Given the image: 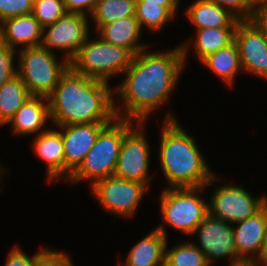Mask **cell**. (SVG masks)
Returning <instances> with one entry per match:
<instances>
[{"label": "cell", "instance_id": "1", "mask_svg": "<svg viewBox=\"0 0 267 266\" xmlns=\"http://www.w3.org/2000/svg\"><path fill=\"white\" fill-rule=\"evenodd\" d=\"M187 44L191 41L171 51L147 52L146 48L134 55L123 82L114 90L122 101L121 106L114 104L117 118L145 123L151 112L167 104L187 61Z\"/></svg>", "mask_w": 267, "mask_h": 266}, {"label": "cell", "instance_id": "2", "mask_svg": "<svg viewBox=\"0 0 267 266\" xmlns=\"http://www.w3.org/2000/svg\"><path fill=\"white\" fill-rule=\"evenodd\" d=\"M47 98L56 126L111 123L117 118L109 83L82 76L70 67Z\"/></svg>", "mask_w": 267, "mask_h": 266}, {"label": "cell", "instance_id": "3", "mask_svg": "<svg viewBox=\"0 0 267 266\" xmlns=\"http://www.w3.org/2000/svg\"><path fill=\"white\" fill-rule=\"evenodd\" d=\"M159 160L168 182L167 189L205 187L215 175L200 153L194 137L182 129L170 112L166 113L162 123Z\"/></svg>", "mask_w": 267, "mask_h": 266}, {"label": "cell", "instance_id": "4", "mask_svg": "<svg viewBox=\"0 0 267 266\" xmlns=\"http://www.w3.org/2000/svg\"><path fill=\"white\" fill-rule=\"evenodd\" d=\"M138 122L116 118L106 125L98 134L94 146L85 156L83 162L71 174L69 181L76 184L91 180V187L99 180L114 175L124 136Z\"/></svg>", "mask_w": 267, "mask_h": 266}, {"label": "cell", "instance_id": "5", "mask_svg": "<svg viewBox=\"0 0 267 266\" xmlns=\"http://www.w3.org/2000/svg\"><path fill=\"white\" fill-rule=\"evenodd\" d=\"M90 37L69 61V67L82 76L107 83L115 75L124 74L134 55L128 49L107 43L100 37L92 40Z\"/></svg>", "mask_w": 267, "mask_h": 266}, {"label": "cell", "instance_id": "6", "mask_svg": "<svg viewBox=\"0 0 267 266\" xmlns=\"http://www.w3.org/2000/svg\"><path fill=\"white\" fill-rule=\"evenodd\" d=\"M215 174L205 187L163 189L161 193L162 222L187 235H192L197 226L209 214L208 203L198 193L217 182Z\"/></svg>", "mask_w": 267, "mask_h": 266}, {"label": "cell", "instance_id": "7", "mask_svg": "<svg viewBox=\"0 0 267 266\" xmlns=\"http://www.w3.org/2000/svg\"><path fill=\"white\" fill-rule=\"evenodd\" d=\"M17 74L31 96L48 97L68 69L69 62L57 60L53 52L42 46L19 49Z\"/></svg>", "mask_w": 267, "mask_h": 266}, {"label": "cell", "instance_id": "8", "mask_svg": "<svg viewBox=\"0 0 267 266\" xmlns=\"http://www.w3.org/2000/svg\"><path fill=\"white\" fill-rule=\"evenodd\" d=\"M267 203V196L253 197L241 185L216 187L208 202L209 215L235 224L253 216Z\"/></svg>", "mask_w": 267, "mask_h": 266}, {"label": "cell", "instance_id": "9", "mask_svg": "<svg viewBox=\"0 0 267 266\" xmlns=\"http://www.w3.org/2000/svg\"><path fill=\"white\" fill-rule=\"evenodd\" d=\"M91 189L104 210L130 218L136 213L138 204L148 188L140 182L112 175L97 181Z\"/></svg>", "mask_w": 267, "mask_h": 266}, {"label": "cell", "instance_id": "10", "mask_svg": "<svg viewBox=\"0 0 267 266\" xmlns=\"http://www.w3.org/2000/svg\"><path fill=\"white\" fill-rule=\"evenodd\" d=\"M143 125L145 124L138 122L124 136L114 176L140 182L149 188V144Z\"/></svg>", "mask_w": 267, "mask_h": 266}, {"label": "cell", "instance_id": "11", "mask_svg": "<svg viewBox=\"0 0 267 266\" xmlns=\"http://www.w3.org/2000/svg\"><path fill=\"white\" fill-rule=\"evenodd\" d=\"M88 16L66 12L54 24L43 28L41 46L54 53L61 50L68 62L85 43L90 34Z\"/></svg>", "mask_w": 267, "mask_h": 266}, {"label": "cell", "instance_id": "12", "mask_svg": "<svg viewBox=\"0 0 267 266\" xmlns=\"http://www.w3.org/2000/svg\"><path fill=\"white\" fill-rule=\"evenodd\" d=\"M193 234L198 236L200 244L196 246L204 253L209 265L216 260L215 258L229 257L227 258L231 260L229 265L242 260L237 255L232 224L208 214Z\"/></svg>", "mask_w": 267, "mask_h": 266}, {"label": "cell", "instance_id": "13", "mask_svg": "<svg viewBox=\"0 0 267 266\" xmlns=\"http://www.w3.org/2000/svg\"><path fill=\"white\" fill-rule=\"evenodd\" d=\"M242 69L267 80V34L251 20L239 21L235 30Z\"/></svg>", "mask_w": 267, "mask_h": 266}, {"label": "cell", "instance_id": "14", "mask_svg": "<svg viewBox=\"0 0 267 266\" xmlns=\"http://www.w3.org/2000/svg\"><path fill=\"white\" fill-rule=\"evenodd\" d=\"M110 123H87L67 126H57L60 129L64 157L65 180L79 167L85 156L94 146L100 131Z\"/></svg>", "mask_w": 267, "mask_h": 266}, {"label": "cell", "instance_id": "15", "mask_svg": "<svg viewBox=\"0 0 267 266\" xmlns=\"http://www.w3.org/2000/svg\"><path fill=\"white\" fill-rule=\"evenodd\" d=\"M236 224L233 235L237 255L242 260H260L267 233V203L253 216Z\"/></svg>", "mask_w": 267, "mask_h": 266}, {"label": "cell", "instance_id": "16", "mask_svg": "<svg viewBox=\"0 0 267 266\" xmlns=\"http://www.w3.org/2000/svg\"><path fill=\"white\" fill-rule=\"evenodd\" d=\"M42 39L43 27L32 14L8 18L0 23V42L14 50L41 46Z\"/></svg>", "mask_w": 267, "mask_h": 266}, {"label": "cell", "instance_id": "17", "mask_svg": "<svg viewBox=\"0 0 267 266\" xmlns=\"http://www.w3.org/2000/svg\"><path fill=\"white\" fill-rule=\"evenodd\" d=\"M51 120L47 97L31 96L14 114L6 125L11 124L12 132L17 135H33L43 131L46 122Z\"/></svg>", "mask_w": 267, "mask_h": 266}, {"label": "cell", "instance_id": "18", "mask_svg": "<svg viewBox=\"0 0 267 266\" xmlns=\"http://www.w3.org/2000/svg\"><path fill=\"white\" fill-rule=\"evenodd\" d=\"M165 226L159 225L131 248L125 263L119 266H164L167 234Z\"/></svg>", "mask_w": 267, "mask_h": 266}, {"label": "cell", "instance_id": "19", "mask_svg": "<svg viewBox=\"0 0 267 266\" xmlns=\"http://www.w3.org/2000/svg\"><path fill=\"white\" fill-rule=\"evenodd\" d=\"M34 153L46 162L49 183L53 180H65V157L61 131L47 129L38 133L33 141Z\"/></svg>", "mask_w": 267, "mask_h": 266}, {"label": "cell", "instance_id": "20", "mask_svg": "<svg viewBox=\"0 0 267 266\" xmlns=\"http://www.w3.org/2000/svg\"><path fill=\"white\" fill-rule=\"evenodd\" d=\"M96 32L103 41L128 49L133 55L149 45L139 43L142 29L135 16L102 25Z\"/></svg>", "mask_w": 267, "mask_h": 266}, {"label": "cell", "instance_id": "21", "mask_svg": "<svg viewBox=\"0 0 267 266\" xmlns=\"http://www.w3.org/2000/svg\"><path fill=\"white\" fill-rule=\"evenodd\" d=\"M193 26L204 28H236L239 20L228 10L211 0H196L185 12Z\"/></svg>", "mask_w": 267, "mask_h": 266}, {"label": "cell", "instance_id": "22", "mask_svg": "<svg viewBox=\"0 0 267 266\" xmlns=\"http://www.w3.org/2000/svg\"><path fill=\"white\" fill-rule=\"evenodd\" d=\"M200 62L213 71L223 82L232 87L238 72L242 69L237 44L233 42L229 46L211 53Z\"/></svg>", "mask_w": 267, "mask_h": 266}, {"label": "cell", "instance_id": "23", "mask_svg": "<svg viewBox=\"0 0 267 266\" xmlns=\"http://www.w3.org/2000/svg\"><path fill=\"white\" fill-rule=\"evenodd\" d=\"M29 97L31 95L18 74L0 87V127L8 123Z\"/></svg>", "mask_w": 267, "mask_h": 266}, {"label": "cell", "instance_id": "24", "mask_svg": "<svg viewBox=\"0 0 267 266\" xmlns=\"http://www.w3.org/2000/svg\"><path fill=\"white\" fill-rule=\"evenodd\" d=\"M236 28H204L196 30L193 40L195 54L199 61L234 42Z\"/></svg>", "mask_w": 267, "mask_h": 266}, {"label": "cell", "instance_id": "25", "mask_svg": "<svg viewBox=\"0 0 267 266\" xmlns=\"http://www.w3.org/2000/svg\"><path fill=\"white\" fill-rule=\"evenodd\" d=\"M136 0H99L91 18L95 29L124 17L135 16Z\"/></svg>", "mask_w": 267, "mask_h": 266}, {"label": "cell", "instance_id": "26", "mask_svg": "<svg viewBox=\"0 0 267 266\" xmlns=\"http://www.w3.org/2000/svg\"><path fill=\"white\" fill-rule=\"evenodd\" d=\"M164 266H210L204 253L193 242H182L172 249L165 246Z\"/></svg>", "mask_w": 267, "mask_h": 266}, {"label": "cell", "instance_id": "27", "mask_svg": "<svg viewBox=\"0 0 267 266\" xmlns=\"http://www.w3.org/2000/svg\"><path fill=\"white\" fill-rule=\"evenodd\" d=\"M135 17L141 29L149 28L153 32L161 31L165 24L175 18V15L167 8L159 4H146L145 1H136Z\"/></svg>", "mask_w": 267, "mask_h": 266}, {"label": "cell", "instance_id": "28", "mask_svg": "<svg viewBox=\"0 0 267 266\" xmlns=\"http://www.w3.org/2000/svg\"><path fill=\"white\" fill-rule=\"evenodd\" d=\"M66 13L63 0H34L32 15L44 28Z\"/></svg>", "mask_w": 267, "mask_h": 266}, {"label": "cell", "instance_id": "29", "mask_svg": "<svg viewBox=\"0 0 267 266\" xmlns=\"http://www.w3.org/2000/svg\"><path fill=\"white\" fill-rule=\"evenodd\" d=\"M34 0H0V23L8 18L32 14Z\"/></svg>", "mask_w": 267, "mask_h": 266}, {"label": "cell", "instance_id": "30", "mask_svg": "<svg viewBox=\"0 0 267 266\" xmlns=\"http://www.w3.org/2000/svg\"><path fill=\"white\" fill-rule=\"evenodd\" d=\"M17 51L0 42V87L17 75L14 59Z\"/></svg>", "mask_w": 267, "mask_h": 266}, {"label": "cell", "instance_id": "31", "mask_svg": "<svg viewBox=\"0 0 267 266\" xmlns=\"http://www.w3.org/2000/svg\"><path fill=\"white\" fill-rule=\"evenodd\" d=\"M48 248L41 247L39 252L35 253L32 257L28 256L25 251H22L20 247L15 246L8 253L7 260L4 266H36L37 261L40 256L47 250Z\"/></svg>", "mask_w": 267, "mask_h": 266}, {"label": "cell", "instance_id": "32", "mask_svg": "<svg viewBox=\"0 0 267 266\" xmlns=\"http://www.w3.org/2000/svg\"><path fill=\"white\" fill-rule=\"evenodd\" d=\"M228 10L239 21L251 20L253 12L247 7L245 0H211Z\"/></svg>", "mask_w": 267, "mask_h": 266}, {"label": "cell", "instance_id": "33", "mask_svg": "<svg viewBox=\"0 0 267 266\" xmlns=\"http://www.w3.org/2000/svg\"><path fill=\"white\" fill-rule=\"evenodd\" d=\"M71 260L65 252L47 249L40 256L36 266H75Z\"/></svg>", "mask_w": 267, "mask_h": 266}, {"label": "cell", "instance_id": "34", "mask_svg": "<svg viewBox=\"0 0 267 266\" xmlns=\"http://www.w3.org/2000/svg\"><path fill=\"white\" fill-rule=\"evenodd\" d=\"M66 12L79 13L89 17L99 0H63Z\"/></svg>", "mask_w": 267, "mask_h": 266}, {"label": "cell", "instance_id": "35", "mask_svg": "<svg viewBox=\"0 0 267 266\" xmlns=\"http://www.w3.org/2000/svg\"><path fill=\"white\" fill-rule=\"evenodd\" d=\"M251 21L267 34V4L261 6L253 13Z\"/></svg>", "mask_w": 267, "mask_h": 266}, {"label": "cell", "instance_id": "36", "mask_svg": "<svg viewBox=\"0 0 267 266\" xmlns=\"http://www.w3.org/2000/svg\"><path fill=\"white\" fill-rule=\"evenodd\" d=\"M145 1L146 4H159V6L167 7L174 15H177L180 0H136Z\"/></svg>", "mask_w": 267, "mask_h": 266}, {"label": "cell", "instance_id": "37", "mask_svg": "<svg viewBox=\"0 0 267 266\" xmlns=\"http://www.w3.org/2000/svg\"><path fill=\"white\" fill-rule=\"evenodd\" d=\"M247 7L254 13L258 8L267 4V0H245Z\"/></svg>", "mask_w": 267, "mask_h": 266}, {"label": "cell", "instance_id": "38", "mask_svg": "<svg viewBox=\"0 0 267 266\" xmlns=\"http://www.w3.org/2000/svg\"><path fill=\"white\" fill-rule=\"evenodd\" d=\"M229 266H266L264 262L260 260H241Z\"/></svg>", "mask_w": 267, "mask_h": 266}, {"label": "cell", "instance_id": "39", "mask_svg": "<svg viewBox=\"0 0 267 266\" xmlns=\"http://www.w3.org/2000/svg\"><path fill=\"white\" fill-rule=\"evenodd\" d=\"M266 260H267V233L264 239V244L260 256V261L265 262Z\"/></svg>", "mask_w": 267, "mask_h": 266}, {"label": "cell", "instance_id": "40", "mask_svg": "<svg viewBox=\"0 0 267 266\" xmlns=\"http://www.w3.org/2000/svg\"><path fill=\"white\" fill-rule=\"evenodd\" d=\"M4 171H7V170L3 167H0V176H1L2 172L4 173Z\"/></svg>", "mask_w": 267, "mask_h": 266}]
</instances>
